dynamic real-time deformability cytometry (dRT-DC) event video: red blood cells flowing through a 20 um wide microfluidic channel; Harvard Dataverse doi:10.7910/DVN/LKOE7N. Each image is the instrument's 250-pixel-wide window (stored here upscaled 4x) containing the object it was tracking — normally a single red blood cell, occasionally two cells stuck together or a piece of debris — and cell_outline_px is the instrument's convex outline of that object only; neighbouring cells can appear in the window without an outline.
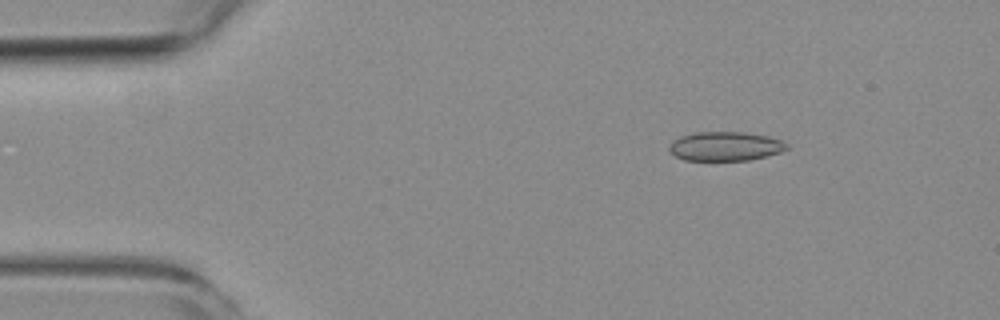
{"species": "common noctule bat (a hibernating species)", "species_latin": "Nyctalus noctula", "temperature_condition": "room temperature", "stored_images_in_passage": 6, "camera_frame_rate_fps": 3000, "um_per_image_px": 0.085, "animal": {"sex": "female", "body_mass_g": 19.3, "forearm_length_mm": 54.1}, "frame": {"image": 1, "passage_image": 3, "time_ms": 2.333, "image_size_px": [1000, 320], "cell_outline_px": [[788, 148], [780, 152], [748, 160], [684, 160], [668, 152], [668, 148], [672, 140], [680, 136], [692, 132], [744, 132], [768, 136], [784, 140], [788, 144]], "centroid_in_image_um": [61.62, 12.42], "position_along_channel_um": 23.4, "area_um2": 20.11}}
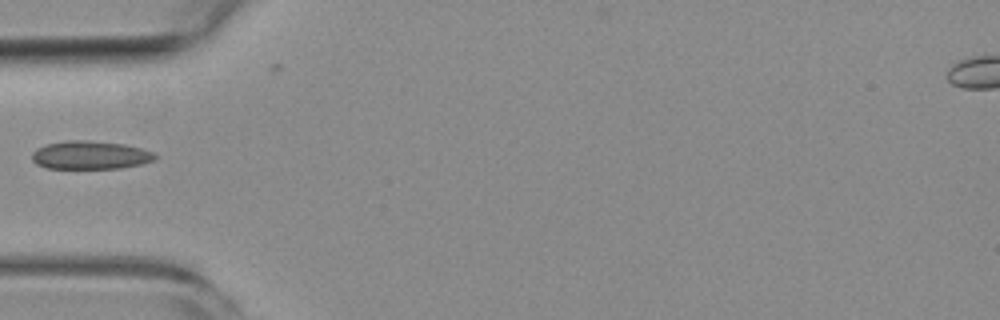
{"frame": {"image": 2, "passage_image": 5, "time_ms": 5.667, "image_size_px": [1000, 320], "cell_outline_px": [[156, 156], [152, 160], [144, 164], [120, 168], [48, 168], [36, 164], [32, 160], [32, 152], [36, 148], [44, 144], [64, 140], [88, 140], [124, 144], [140, 148], [152, 152]], "centroid_in_image_um": [7.62, 13.17], "position_along_channel_um": 77.4, "area_um2": 20.35}}
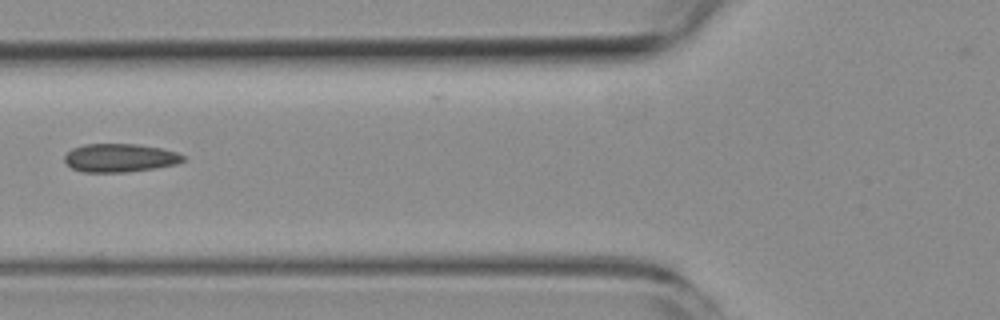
{"frame": {"image": 3, "passage_image": 6, "time_ms": 6.667, "image_size_px": [1000, 320], "cell_outline_px": [[184, 160], [176, 164], [156, 168], [128, 172], [84, 172], [72, 168], [64, 160], [64, 156], [72, 148], [84, 144], [136, 144], [160, 148], [176, 152], [184, 156]], "centroid_in_image_um": [10.18, 13.42], "position_along_channel_um": 115.6, "area_um2": 19.54}}